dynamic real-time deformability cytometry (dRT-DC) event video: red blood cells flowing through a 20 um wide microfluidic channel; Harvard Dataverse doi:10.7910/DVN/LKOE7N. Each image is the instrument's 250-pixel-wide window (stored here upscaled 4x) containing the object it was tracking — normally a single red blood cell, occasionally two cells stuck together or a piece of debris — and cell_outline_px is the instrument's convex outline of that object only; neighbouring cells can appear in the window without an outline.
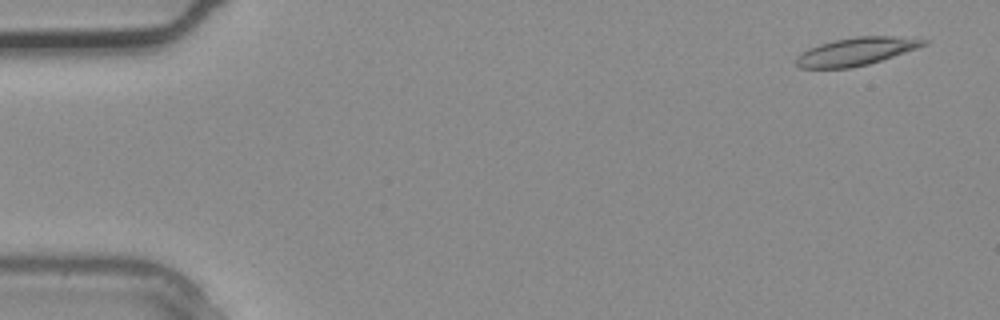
{"species": "common noctule bat (a hibernating species)", "species_latin": "Nyctalus noctula", "temperature_condition": "warm", "stored_images_in_passage": 2, "segment_of_instrument_passage": [2, 2], "camera_frame_rate_fps": 3000, "um_per_image_px": 0.085, "animal": {"sex": "male", "body_mass_g": 20.4}, "frame": {"image": 1, "passage_image": 2, "time_ms": 0.333, "image_size_px": [1000, 320], "cell_outline_px": [[928, 44], [868, 64], [852, 68], [800, 68], [796, 64], [796, 56], [808, 48], [820, 44], [836, 40], [856, 36], [892, 36], [928, 40]], "centroid_in_image_um": [72.73, 4.38], "position_along_channel_um": 12.3, "area_um2": 20.4}}